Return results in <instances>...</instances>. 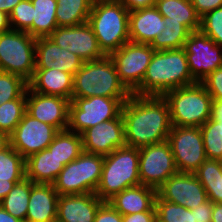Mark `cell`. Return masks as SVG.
Here are the masks:
<instances>
[{"mask_svg":"<svg viewBox=\"0 0 222 222\" xmlns=\"http://www.w3.org/2000/svg\"><path fill=\"white\" fill-rule=\"evenodd\" d=\"M125 144L142 148L167 140L172 129L169 106L163 96L131 94L123 104Z\"/></svg>","mask_w":222,"mask_h":222,"instance_id":"6da1fadb","label":"cell"},{"mask_svg":"<svg viewBox=\"0 0 222 222\" xmlns=\"http://www.w3.org/2000/svg\"><path fill=\"white\" fill-rule=\"evenodd\" d=\"M212 203H222V161L206 159L194 173Z\"/></svg>","mask_w":222,"mask_h":222,"instance_id":"f1b7e54d","label":"cell"},{"mask_svg":"<svg viewBox=\"0 0 222 222\" xmlns=\"http://www.w3.org/2000/svg\"><path fill=\"white\" fill-rule=\"evenodd\" d=\"M162 199L187 209H194L208 200L206 190L195 174L177 172L157 190Z\"/></svg>","mask_w":222,"mask_h":222,"instance_id":"2e32d148","label":"cell"},{"mask_svg":"<svg viewBox=\"0 0 222 222\" xmlns=\"http://www.w3.org/2000/svg\"><path fill=\"white\" fill-rule=\"evenodd\" d=\"M47 149L53 151L55 157L66 166L83 152L81 134L68 129L59 131Z\"/></svg>","mask_w":222,"mask_h":222,"instance_id":"f546056e","label":"cell"},{"mask_svg":"<svg viewBox=\"0 0 222 222\" xmlns=\"http://www.w3.org/2000/svg\"><path fill=\"white\" fill-rule=\"evenodd\" d=\"M58 198L53 184L34 183L25 222H56Z\"/></svg>","mask_w":222,"mask_h":222,"instance_id":"7402d4cb","label":"cell"},{"mask_svg":"<svg viewBox=\"0 0 222 222\" xmlns=\"http://www.w3.org/2000/svg\"><path fill=\"white\" fill-rule=\"evenodd\" d=\"M200 30L222 47V7L207 12L201 17Z\"/></svg>","mask_w":222,"mask_h":222,"instance_id":"f35d334b","label":"cell"},{"mask_svg":"<svg viewBox=\"0 0 222 222\" xmlns=\"http://www.w3.org/2000/svg\"><path fill=\"white\" fill-rule=\"evenodd\" d=\"M21 1L22 0H0V11L9 15L13 8Z\"/></svg>","mask_w":222,"mask_h":222,"instance_id":"c3c4849f","label":"cell"},{"mask_svg":"<svg viewBox=\"0 0 222 222\" xmlns=\"http://www.w3.org/2000/svg\"><path fill=\"white\" fill-rule=\"evenodd\" d=\"M94 222H122V215L108 202H104L98 208Z\"/></svg>","mask_w":222,"mask_h":222,"instance_id":"60d3db41","label":"cell"},{"mask_svg":"<svg viewBox=\"0 0 222 222\" xmlns=\"http://www.w3.org/2000/svg\"><path fill=\"white\" fill-rule=\"evenodd\" d=\"M154 52L149 44L129 41L109 55L120 81L131 93L141 84Z\"/></svg>","mask_w":222,"mask_h":222,"instance_id":"7c38bea8","label":"cell"},{"mask_svg":"<svg viewBox=\"0 0 222 222\" xmlns=\"http://www.w3.org/2000/svg\"><path fill=\"white\" fill-rule=\"evenodd\" d=\"M36 38L25 31L0 33V71L22 77L29 82L35 71Z\"/></svg>","mask_w":222,"mask_h":222,"instance_id":"ba28073f","label":"cell"},{"mask_svg":"<svg viewBox=\"0 0 222 222\" xmlns=\"http://www.w3.org/2000/svg\"><path fill=\"white\" fill-rule=\"evenodd\" d=\"M172 126L200 127L210 119L212 97L201 82L166 92Z\"/></svg>","mask_w":222,"mask_h":222,"instance_id":"8992f818","label":"cell"},{"mask_svg":"<svg viewBox=\"0 0 222 222\" xmlns=\"http://www.w3.org/2000/svg\"><path fill=\"white\" fill-rule=\"evenodd\" d=\"M210 119L218 122V127L222 129V100H212Z\"/></svg>","mask_w":222,"mask_h":222,"instance_id":"bcb514c9","label":"cell"},{"mask_svg":"<svg viewBox=\"0 0 222 222\" xmlns=\"http://www.w3.org/2000/svg\"><path fill=\"white\" fill-rule=\"evenodd\" d=\"M129 12L117 0L94 1L87 23L106 56L130 41Z\"/></svg>","mask_w":222,"mask_h":222,"instance_id":"3957f363","label":"cell"},{"mask_svg":"<svg viewBox=\"0 0 222 222\" xmlns=\"http://www.w3.org/2000/svg\"><path fill=\"white\" fill-rule=\"evenodd\" d=\"M194 83L184 48L155 51L141 84L132 93L163 96L168 91Z\"/></svg>","mask_w":222,"mask_h":222,"instance_id":"7a4b0ae2","label":"cell"},{"mask_svg":"<svg viewBox=\"0 0 222 222\" xmlns=\"http://www.w3.org/2000/svg\"><path fill=\"white\" fill-rule=\"evenodd\" d=\"M26 113V91L17 99L0 105V131L11 134Z\"/></svg>","mask_w":222,"mask_h":222,"instance_id":"836d02e7","label":"cell"},{"mask_svg":"<svg viewBox=\"0 0 222 222\" xmlns=\"http://www.w3.org/2000/svg\"><path fill=\"white\" fill-rule=\"evenodd\" d=\"M201 83L206 88L212 99L222 100V67L205 77Z\"/></svg>","mask_w":222,"mask_h":222,"instance_id":"ab89813d","label":"cell"},{"mask_svg":"<svg viewBox=\"0 0 222 222\" xmlns=\"http://www.w3.org/2000/svg\"><path fill=\"white\" fill-rule=\"evenodd\" d=\"M213 203L208 199L203 204L192 209L195 222H212Z\"/></svg>","mask_w":222,"mask_h":222,"instance_id":"7bdbcfd3","label":"cell"},{"mask_svg":"<svg viewBox=\"0 0 222 222\" xmlns=\"http://www.w3.org/2000/svg\"><path fill=\"white\" fill-rule=\"evenodd\" d=\"M190 32L180 22H165V28L150 46L155 51L180 49L184 47Z\"/></svg>","mask_w":222,"mask_h":222,"instance_id":"1f68e13d","label":"cell"},{"mask_svg":"<svg viewBox=\"0 0 222 222\" xmlns=\"http://www.w3.org/2000/svg\"><path fill=\"white\" fill-rule=\"evenodd\" d=\"M197 14L202 17L218 7H222V0H191Z\"/></svg>","mask_w":222,"mask_h":222,"instance_id":"ee69618b","label":"cell"},{"mask_svg":"<svg viewBox=\"0 0 222 222\" xmlns=\"http://www.w3.org/2000/svg\"><path fill=\"white\" fill-rule=\"evenodd\" d=\"M49 37L60 48L76 54L84 62L98 60L106 56L100 49L98 40L88 23L57 27Z\"/></svg>","mask_w":222,"mask_h":222,"instance_id":"9a60e30c","label":"cell"},{"mask_svg":"<svg viewBox=\"0 0 222 222\" xmlns=\"http://www.w3.org/2000/svg\"><path fill=\"white\" fill-rule=\"evenodd\" d=\"M131 94L120 81L117 69L109 56L84 62L73 78L72 98H130Z\"/></svg>","mask_w":222,"mask_h":222,"instance_id":"277c9868","label":"cell"},{"mask_svg":"<svg viewBox=\"0 0 222 222\" xmlns=\"http://www.w3.org/2000/svg\"><path fill=\"white\" fill-rule=\"evenodd\" d=\"M0 222H23V221L13 217L0 205Z\"/></svg>","mask_w":222,"mask_h":222,"instance_id":"816d5d0a","label":"cell"},{"mask_svg":"<svg viewBox=\"0 0 222 222\" xmlns=\"http://www.w3.org/2000/svg\"><path fill=\"white\" fill-rule=\"evenodd\" d=\"M73 78L72 74L55 68L35 69L28 87L36 93L59 96L71 101Z\"/></svg>","mask_w":222,"mask_h":222,"instance_id":"603a6c76","label":"cell"},{"mask_svg":"<svg viewBox=\"0 0 222 222\" xmlns=\"http://www.w3.org/2000/svg\"><path fill=\"white\" fill-rule=\"evenodd\" d=\"M138 185H141L138 148L125 146L104 156L101 178L95 191L103 202Z\"/></svg>","mask_w":222,"mask_h":222,"instance_id":"5b68a950","label":"cell"},{"mask_svg":"<svg viewBox=\"0 0 222 222\" xmlns=\"http://www.w3.org/2000/svg\"><path fill=\"white\" fill-rule=\"evenodd\" d=\"M183 48L191 76L196 82H201L222 67V47L201 30L190 32Z\"/></svg>","mask_w":222,"mask_h":222,"instance_id":"4fadbf2b","label":"cell"},{"mask_svg":"<svg viewBox=\"0 0 222 222\" xmlns=\"http://www.w3.org/2000/svg\"><path fill=\"white\" fill-rule=\"evenodd\" d=\"M10 146V135L0 131V152Z\"/></svg>","mask_w":222,"mask_h":222,"instance_id":"f5cc1de1","label":"cell"},{"mask_svg":"<svg viewBox=\"0 0 222 222\" xmlns=\"http://www.w3.org/2000/svg\"><path fill=\"white\" fill-rule=\"evenodd\" d=\"M34 183L26 177L16 183L0 205L13 217L25 222L29 205L31 187Z\"/></svg>","mask_w":222,"mask_h":222,"instance_id":"4dcf8cb0","label":"cell"},{"mask_svg":"<svg viewBox=\"0 0 222 222\" xmlns=\"http://www.w3.org/2000/svg\"><path fill=\"white\" fill-rule=\"evenodd\" d=\"M178 171L167 140L139 149V177L141 185L156 191Z\"/></svg>","mask_w":222,"mask_h":222,"instance_id":"8fae6325","label":"cell"},{"mask_svg":"<svg viewBox=\"0 0 222 222\" xmlns=\"http://www.w3.org/2000/svg\"><path fill=\"white\" fill-rule=\"evenodd\" d=\"M83 63L79 56L60 48L50 37L36 38L35 69L55 68L74 76Z\"/></svg>","mask_w":222,"mask_h":222,"instance_id":"d6986e66","label":"cell"},{"mask_svg":"<svg viewBox=\"0 0 222 222\" xmlns=\"http://www.w3.org/2000/svg\"><path fill=\"white\" fill-rule=\"evenodd\" d=\"M28 87V82L22 77L0 71V105L19 98Z\"/></svg>","mask_w":222,"mask_h":222,"instance_id":"8d00e7d4","label":"cell"},{"mask_svg":"<svg viewBox=\"0 0 222 222\" xmlns=\"http://www.w3.org/2000/svg\"><path fill=\"white\" fill-rule=\"evenodd\" d=\"M207 159L222 161V129L218 122L207 120L200 126Z\"/></svg>","mask_w":222,"mask_h":222,"instance_id":"d590c367","label":"cell"},{"mask_svg":"<svg viewBox=\"0 0 222 222\" xmlns=\"http://www.w3.org/2000/svg\"><path fill=\"white\" fill-rule=\"evenodd\" d=\"M11 30L9 15L3 11H0V33H4Z\"/></svg>","mask_w":222,"mask_h":222,"instance_id":"681fc988","label":"cell"},{"mask_svg":"<svg viewBox=\"0 0 222 222\" xmlns=\"http://www.w3.org/2000/svg\"><path fill=\"white\" fill-rule=\"evenodd\" d=\"M154 6L165 22H180L189 32L200 30L201 17L191 0H156Z\"/></svg>","mask_w":222,"mask_h":222,"instance_id":"484cf974","label":"cell"},{"mask_svg":"<svg viewBox=\"0 0 222 222\" xmlns=\"http://www.w3.org/2000/svg\"><path fill=\"white\" fill-rule=\"evenodd\" d=\"M33 23L26 31L34 38L49 37L58 27L56 22L57 0H31Z\"/></svg>","mask_w":222,"mask_h":222,"instance_id":"4316f807","label":"cell"},{"mask_svg":"<svg viewBox=\"0 0 222 222\" xmlns=\"http://www.w3.org/2000/svg\"><path fill=\"white\" fill-rule=\"evenodd\" d=\"M59 131L52 125L34 119L27 113L10 134V146L24 159L40 152L52 143Z\"/></svg>","mask_w":222,"mask_h":222,"instance_id":"5bb4252c","label":"cell"},{"mask_svg":"<svg viewBox=\"0 0 222 222\" xmlns=\"http://www.w3.org/2000/svg\"><path fill=\"white\" fill-rule=\"evenodd\" d=\"M212 222H222V203H213Z\"/></svg>","mask_w":222,"mask_h":222,"instance_id":"f907efd6","label":"cell"},{"mask_svg":"<svg viewBox=\"0 0 222 222\" xmlns=\"http://www.w3.org/2000/svg\"><path fill=\"white\" fill-rule=\"evenodd\" d=\"M83 151L106 156L117 148L125 147L124 120L117 118L104 121L81 133Z\"/></svg>","mask_w":222,"mask_h":222,"instance_id":"ac0fdd59","label":"cell"},{"mask_svg":"<svg viewBox=\"0 0 222 222\" xmlns=\"http://www.w3.org/2000/svg\"><path fill=\"white\" fill-rule=\"evenodd\" d=\"M122 3L129 11L151 7L155 5L156 0H117Z\"/></svg>","mask_w":222,"mask_h":222,"instance_id":"f6af8a7d","label":"cell"},{"mask_svg":"<svg viewBox=\"0 0 222 222\" xmlns=\"http://www.w3.org/2000/svg\"><path fill=\"white\" fill-rule=\"evenodd\" d=\"M164 28V18L155 6L129 12L130 42L150 45Z\"/></svg>","mask_w":222,"mask_h":222,"instance_id":"44dd1931","label":"cell"},{"mask_svg":"<svg viewBox=\"0 0 222 222\" xmlns=\"http://www.w3.org/2000/svg\"><path fill=\"white\" fill-rule=\"evenodd\" d=\"M94 0H57L58 27L75 26L88 22Z\"/></svg>","mask_w":222,"mask_h":222,"instance_id":"83f0119b","label":"cell"},{"mask_svg":"<svg viewBox=\"0 0 222 222\" xmlns=\"http://www.w3.org/2000/svg\"><path fill=\"white\" fill-rule=\"evenodd\" d=\"M25 177V159L11 146L1 151L0 181H22Z\"/></svg>","mask_w":222,"mask_h":222,"instance_id":"d6a6232c","label":"cell"},{"mask_svg":"<svg viewBox=\"0 0 222 222\" xmlns=\"http://www.w3.org/2000/svg\"><path fill=\"white\" fill-rule=\"evenodd\" d=\"M104 156L82 152L60 171L53 186L59 196L95 193L99 184Z\"/></svg>","mask_w":222,"mask_h":222,"instance_id":"52a82bcc","label":"cell"},{"mask_svg":"<svg viewBox=\"0 0 222 222\" xmlns=\"http://www.w3.org/2000/svg\"><path fill=\"white\" fill-rule=\"evenodd\" d=\"M69 104L70 100L66 98L36 93L27 87L26 113L34 119L54 126L58 131L68 129Z\"/></svg>","mask_w":222,"mask_h":222,"instance_id":"e0dca14e","label":"cell"},{"mask_svg":"<svg viewBox=\"0 0 222 222\" xmlns=\"http://www.w3.org/2000/svg\"><path fill=\"white\" fill-rule=\"evenodd\" d=\"M64 165L47 148L25 159L26 178L33 183L53 184Z\"/></svg>","mask_w":222,"mask_h":222,"instance_id":"d4e9b609","label":"cell"},{"mask_svg":"<svg viewBox=\"0 0 222 222\" xmlns=\"http://www.w3.org/2000/svg\"><path fill=\"white\" fill-rule=\"evenodd\" d=\"M167 141L178 172L194 174L207 159L200 127L172 126Z\"/></svg>","mask_w":222,"mask_h":222,"instance_id":"30bf717a","label":"cell"},{"mask_svg":"<svg viewBox=\"0 0 222 222\" xmlns=\"http://www.w3.org/2000/svg\"><path fill=\"white\" fill-rule=\"evenodd\" d=\"M157 191L145 185L127 188L107 202L121 215L149 211L155 205Z\"/></svg>","mask_w":222,"mask_h":222,"instance_id":"cb8c5ba5","label":"cell"},{"mask_svg":"<svg viewBox=\"0 0 222 222\" xmlns=\"http://www.w3.org/2000/svg\"><path fill=\"white\" fill-rule=\"evenodd\" d=\"M103 203L95 193L61 195L57 202L56 222H94Z\"/></svg>","mask_w":222,"mask_h":222,"instance_id":"ffe728a7","label":"cell"},{"mask_svg":"<svg viewBox=\"0 0 222 222\" xmlns=\"http://www.w3.org/2000/svg\"><path fill=\"white\" fill-rule=\"evenodd\" d=\"M20 181H0V203L3 198L8 195V193L12 190L13 186Z\"/></svg>","mask_w":222,"mask_h":222,"instance_id":"7dc6e473","label":"cell"},{"mask_svg":"<svg viewBox=\"0 0 222 222\" xmlns=\"http://www.w3.org/2000/svg\"><path fill=\"white\" fill-rule=\"evenodd\" d=\"M157 222H195L194 211L155 197Z\"/></svg>","mask_w":222,"mask_h":222,"instance_id":"e575fe53","label":"cell"},{"mask_svg":"<svg viewBox=\"0 0 222 222\" xmlns=\"http://www.w3.org/2000/svg\"><path fill=\"white\" fill-rule=\"evenodd\" d=\"M33 19V4L31 0H22L9 14L12 30L26 32L32 26Z\"/></svg>","mask_w":222,"mask_h":222,"instance_id":"74e56055","label":"cell"},{"mask_svg":"<svg viewBox=\"0 0 222 222\" xmlns=\"http://www.w3.org/2000/svg\"><path fill=\"white\" fill-rule=\"evenodd\" d=\"M122 222H157L155 205L146 212L122 215Z\"/></svg>","mask_w":222,"mask_h":222,"instance_id":"b9f144b4","label":"cell"},{"mask_svg":"<svg viewBox=\"0 0 222 222\" xmlns=\"http://www.w3.org/2000/svg\"><path fill=\"white\" fill-rule=\"evenodd\" d=\"M128 99L101 96L72 98L69 104L68 130L81 134L88 128L117 118Z\"/></svg>","mask_w":222,"mask_h":222,"instance_id":"9c48e42d","label":"cell"}]
</instances>
